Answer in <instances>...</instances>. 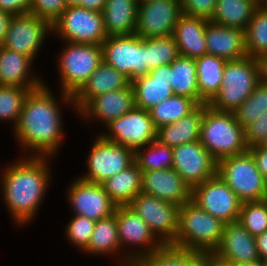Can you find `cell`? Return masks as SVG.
<instances>
[{
	"label": "cell",
	"mask_w": 267,
	"mask_h": 266,
	"mask_svg": "<svg viewBox=\"0 0 267 266\" xmlns=\"http://www.w3.org/2000/svg\"><path fill=\"white\" fill-rule=\"evenodd\" d=\"M47 85L32 90L14 127L17 140L36 157H52L62 142L60 107ZM34 150V151H33Z\"/></svg>",
	"instance_id": "1"
},
{
	"label": "cell",
	"mask_w": 267,
	"mask_h": 266,
	"mask_svg": "<svg viewBox=\"0 0 267 266\" xmlns=\"http://www.w3.org/2000/svg\"><path fill=\"white\" fill-rule=\"evenodd\" d=\"M30 159H29V158ZM5 168L2 174L3 198L16 223L31 221L42 202L50 180V157L28 156Z\"/></svg>",
	"instance_id": "2"
},
{
	"label": "cell",
	"mask_w": 267,
	"mask_h": 266,
	"mask_svg": "<svg viewBox=\"0 0 267 266\" xmlns=\"http://www.w3.org/2000/svg\"><path fill=\"white\" fill-rule=\"evenodd\" d=\"M199 141L217 162L249 150L245 129L237 122L234 112L215 110L208 103L204 104Z\"/></svg>",
	"instance_id": "3"
},
{
	"label": "cell",
	"mask_w": 267,
	"mask_h": 266,
	"mask_svg": "<svg viewBox=\"0 0 267 266\" xmlns=\"http://www.w3.org/2000/svg\"><path fill=\"white\" fill-rule=\"evenodd\" d=\"M224 224L190 200L179 207L178 233L171 244L213 254L220 245Z\"/></svg>",
	"instance_id": "4"
},
{
	"label": "cell",
	"mask_w": 267,
	"mask_h": 266,
	"mask_svg": "<svg viewBox=\"0 0 267 266\" xmlns=\"http://www.w3.org/2000/svg\"><path fill=\"white\" fill-rule=\"evenodd\" d=\"M219 92L208 103L218 111L234 112L260 82L257 58L226 61Z\"/></svg>",
	"instance_id": "5"
},
{
	"label": "cell",
	"mask_w": 267,
	"mask_h": 266,
	"mask_svg": "<svg viewBox=\"0 0 267 266\" xmlns=\"http://www.w3.org/2000/svg\"><path fill=\"white\" fill-rule=\"evenodd\" d=\"M59 58L62 99L73 104V96L103 62L102 45L66 43ZM64 97V98H63Z\"/></svg>",
	"instance_id": "6"
},
{
	"label": "cell",
	"mask_w": 267,
	"mask_h": 266,
	"mask_svg": "<svg viewBox=\"0 0 267 266\" xmlns=\"http://www.w3.org/2000/svg\"><path fill=\"white\" fill-rule=\"evenodd\" d=\"M217 174L242 202L267 198V180L249 150L218 161Z\"/></svg>",
	"instance_id": "7"
},
{
	"label": "cell",
	"mask_w": 267,
	"mask_h": 266,
	"mask_svg": "<svg viewBox=\"0 0 267 266\" xmlns=\"http://www.w3.org/2000/svg\"><path fill=\"white\" fill-rule=\"evenodd\" d=\"M103 61L127 76L130 81L150 72L147 57V38L138 35L108 36L101 44Z\"/></svg>",
	"instance_id": "8"
},
{
	"label": "cell",
	"mask_w": 267,
	"mask_h": 266,
	"mask_svg": "<svg viewBox=\"0 0 267 266\" xmlns=\"http://www.w3.org/2000/svg\"><path fill=\"white\" fill-rule=\"evenodd\" d=\"M52 31L70 43L101 45L108 37L103 13L80 6L67 7L52 24Z\"/></svg>",
	"instance_id": "9"
},
{
	"label": "cell",
	"mask_w": 267,
	"mask_h": 266,
	"mask_svg": "<svg viewBox=\"0 0 267 266\" xmlns=\"http://www.w3.org/2000/svg\"><path fill=\"white\" fill-rule=\"evenodd\" d=\"M128 206L141 217L163 244L175 240L180 206L144 193H138Z\"/></svg>",
	"instance_id": "10"
},
{
	"label": "cell",
	"mask_w": 267,
	"mask_h": 266,
	"mask_svg": "<svg viewBox=\"0 0 267 266\" xmlns=\"http://www.w3.org/2000/svg\"><path fill=\"white\" fill-rule=\"evenodd\" d=\"M134 163V150L98 136L90 151L88 174L80 179L102 184Z\"/></svg>",
	"instance_id": "11"
},
{
	"label": "cell",
	"mask_w": 267,
	"mask_h": 266,
	"mask_svg": "<svg viewBox=\"0 0 267 266\" xmlns=\"http://www.w3.org/2000/svg\"><path fill=\"white\" fill-rule=\"evenodd\" d=\"M192 201L223 223L238 221L242 201L218 174L192 189Z\"/></svg>",
	"instance_id": "12"
},
{
	"label": "cell",
	"mask_w": 267,
	"mask_h": 266,
	"mask_svg": "<svg viewBox=\"0 0 267 266\" xmlns=\"http://www.w3.org/2000/svg\"><path fill=\"white\" fill-rule=\"evenodd\" d=\"M106 127L109 133L101 135L105 140L134 151L156 139L157 128L153 124L150 112L142 108L135 107L118 119L111 120Z\"/></svg>",
	"instance_id": "13"
},
{
	"label": "cell",
	"mask_w": 267,
	"mask_h": 266,
	"mask_svg": "<svg viewBox=\"0 0 267 266\" xmlns=\"http://www.w3.org/2000/svg\"><path fill=\"white\" fill-rule=\"evenodd\" d=\"M182 15L180 0H147L139 3L135 34L142 38L171 36Z\"/></svg>",
	"instance_id": "14"
},
{
	"label": "cell",
	"mask_w": 267,
	"mask_h": 266,
	"mask_svg": "<svg viewBox=\"0 0 267 266\" xmlns=\"http://www.w3.org/2000/svg\"><path fill=\"white\" fill-rule=\"evenodd\" d=\"M49 31L52 32V24L37 15L30 12L14 15L1 46L34 60Z\"/></svg>",
	"instance_id": "15"
},
{
	"label": "cell",
	"mask_w": 267,
	"mask_h": 266,
	"mask_svg": "<svg viewBox=\"0 0 267 266\" xmlns=\"http://www.w3.org/2000/svg\"><path fill=\"white\" fill-rule=\"evenodd\" d=\"M172 150L173 169L191 189L217 174V161L199 140L172 147Z\"/></svg>",
	"instance_id": "16"
},
{
	"label": "cell",
	"mask_w": 267,
	"mask_h": 266,
	"mask_svg": "<svg viewBox=\"0 0 267 266\" xmlns=\"http://www.w3.org/2000/svg\"><path fill=\"white\" fill-rule=\"evenodd\" d=\"M116 220L118 225V239L120 246L132 244L140 245L145 250L138 253L125 256L123 266H132V264L144 255L155 252L163 243L150 230L149 226L137 215L128 205L116 206ZM126 243V244H125ZM127 260V261H126ZM125 261V262H124Z\"/></svg>",
	"instance_id": "17"
},
{
	"label": "cell",
	"mask_w": 267,
	"mask_h": 266,
	"mask_svg": "<svg viewBox=\"0 0 267 266\" xmlns=\"http://www.w3.org/2000/svg\"><path fill=\"white\" fill-rule=\"evenodd\" d=\"M212 255L220 266H236L260 260L255 236L238 221L224 224L220 245Z\"/></svg>",
	"instance_id": "18"
},
{
	"label": "cell",
	"mask_w": 267,
	"mask_h": 266,
	"mask_svg": "<svg viewBox=\"0 0 267 266\" xmlns=\"http://www.w3.org/2000/svg\"><path fill=\"white\" fill-rule=\"evenodd\" d=\"M70 186L69 202L74 215L84 216L97 222L114 214L116 205L110 200L102 184L84 181L80 178Z\"/></svg>",
	"instance_id": "19"
},
{
	"label": "cell",
	"mask_w": 267,
	"mask_h": 266,
	"mask_svg": "<svg viewBox=\"0 0 267 266\" xmlns=\"http://www.w3.org/2000/svg\"><path fill=\"white\" fill-rule=\"evenodd\" d=\"M141 193L178 206L192 200V189L173 168L142 172Z\"/></svg>",
	"instance_id": "20"
},
{
	"label": "cell",
	"mask_w": 267,
	"mask_h": 266,
	"mask_svg": "<svg viewBox=\"0 0 267 266\" xmlns=\"http://www.w3.org/2000/svg\"><path fill=\"white\" fill-rule=\"evenodd\" d=\"M171 64L161 65L142 77L131 81L135 105L149 111L174 95L171 85Z\"/></svg>",
	"instance_id": "21"
},
{
	"label": "cell",
	"mask_w": 267,
	"mask_h": 266,
	"mask_svg": "<svg viewBox=\"0 0 267 266\" xmlns=\"http://www.w3.org/2000/svg\"><path fill=\"white\" fill-rule=\"evenodd\" d=\"M135 107L134 90L130 84L127 88L93 97L79 110V113L85 116L86 120L87 117L94 116L107 125L111 120L118 119Z\"/></svg>",
	"instance_id": "22"
},
{
	"label": "cell",
	"mask_w": 267,
	"mask_h": 266,
	"mask_svg": "<svg viewBox=\"0 0 267 266\" xmlns=\"http://www.w3.org/2000/svg\"><path fill=\"white\" fill-rule=\"evenodd\" d=\"M207 54L225 61L247 57L245 31L235 27H226L208 21L205 28Z\"/></svg>",
	"instance_id": "23"
},
{
	"label": "cell",
	"mask_w": 267,
	"mask_h": 266,
	"mask_svg": "<svg viewBox=\"0 0 267 266\" xmlns=\"http://www.w3.org/2000/svg\"><path fill=\"white\" fill-rule=\"evenodd\" d=\"M130 84L127 76L103 61L73 96L74 107L79 111L93 97L127 88Z\"/></svg>",
	"instance_id": "24"
},
{
	"label": "cell",
	"mask_w": 267,
	"mask_h": 266,
	"mask_svg": "<svg viewBox=\"0 0 267 266\" xmlns=\"http://www.w3.org/2000/svg\"><path fill=\"white\" fill-rule=\"evenodd\" d=\"M209 20L182 14L174 27L172 37L179 54L196 59L207 54L205 28Z\"/></svg>",
	"instance_id": "25"
},
{
	"label": "cell",
	"mask_w": 267,
	"mask_h": 266,
	"mask_svg": "<svg viewBox=\"0 0 267 266\" xmlns=\"http://www.w3.org/2000/svg\"><path fill=\"white\" fill-rule=\"evenodd\" d=\"M32 62L30 57L0 45V85L29 89L41 87L44 84L42 80L29 77Z\"/></svg>",
	"instance_id": "26"
},
{
	"label": "cell",
	"mask_w": 267,
	"mask_h": 266,
	"mask_svg": "<svg viewBox=\"0 0 267 266\" xmlns=\"http://www.w3.org/2000/svg\"><path fill=\"white\" fill-rule=\"evenodd\" d=\"M204 104L199 105L189 115L178 121L157 128L156 140L169 147L192 143L200 140Z\"/></svg>",
	"instance_id": "27"
},
{
	"label": "cell",
	"mask_w": 267,
	"mask_h": 266,
	"mask_svg": "<svg viewBox=\"0 0 267 266\" xmlns=\"http://www.w3.org/2000/svg\"><path fill=\"white\" fill-rule=\"evenodd\" d=\"M138 5L135 0H107L102 11L106 34L108 36L134 34Z\"/></svg>",
	"instance_id": "28"
},
{
	"label": "cell",
	"mask_w": 267,
	"mask_h": 266,
	"mask_svg": "<svg viewBox=\"0 0 267 266\" xmlns=\"http://www.w3.org/2000/svg\"><path fill=\"white\" fill-rule=\"evenodd\" d=\"M102 185L116 206H127L138 193H141L142 171L134 162L128 168L108 178Z\"/></svg>",
	"instance_id": "29"
},
{
	"label": "cell",
	"mask_w": 267,
	"mask_h": 266,
	"mask_svg": "<svg viewBox=\"0 0 267 266\" xmlns=\"http://www.w3.org/2000/svg\"><path fill=\"white\" fill-rule=\"evenodd\" d=\"M226 61L211 54L195 59L200 105L209 103L219 92Z\"/></svg>",
	"instance_id": "30"
},
{
	"label": "cell",
	"mask_w": 267,
	"mask_h": 266,
	"mask_svg": "<svg viewBox=\"0 0 267 266\" xmlns=\"http://www.w3.org/2000/svg\"><path fill=\"white\" fill-rule=\"evenodd\" d=\"M257 8V0H217L216 9L210 21L245 31Z\"/></svg>",
	"instance_id": "31"
},
{
	"label": "cell",
	"mask_w": 267,
	"mask_h": 266,
	"mask_svg": "<svg viewBox=\"0 0 267 266\" xmlns=\"http://www.w3.org/2000/svg\"><path fill=\"white\" fill-rule=\"evenodd\" d=\"M174 95L194 99L200 105L195 59L179 55L171 63V82Z\"/></svg>",
	"instance_id": "32"
},
{
	"label": "cell",
	"mask_w": 267,
	"mask_h": 266,
	"mask_svg": "<svg viewBox=\"0 0 267 266\" xmlns=\"http://www.w3.org/2000/svg\"><path fill=\"white\" fill-rule=\"evenodd\" d=\"M120 247L115 209L114 214L95 223L90 242L84 251L93 255H108L116 250L119 252Z\"/></svg>",
	"instance_id": "33"
},
{
	"label": "cell",
	"mask_w": 267,
	"mask_h": 266,
	"mask_svg": "<svg viewBox=\"0 0 267 266\" xmlns=\"http://www.w3.org/2000/svg\"><path fill=\"white\" fill-rule=\"evenodd\" d=\"M199 255L191 249L167 243L155 252L142 256L132 266H189Z\"/></svg>",
	"instance_id": "34"
},
{
	"label": "cell",
	"mask_w": 267,
	"mask_h": 266,
	"mask_svg": "<svg viewBox=\"0 0 267 266\" xmlns=\"http://www.w3.org/2000/svg\"><path fill=\"white\" fill-rule=\"evenodd\" d=\"M199 104L185 96L172 95L149 110L156 128L172 124L193 112Z\"/></svg>",
	"instance_id": "35"
},
{
	"label": "cell",
	"mask_w": 267,
	"mask_h": 266,
	"mask_svg": "<svg viewBox=\"0 0 267 266\" xmlns=\"http://www.w3.org/2000/svg\"><path fill=\"white\" fill-rule=\"evenodd\" d=\"M145 147L134 151V162L142 172L173 168L172 147L162 144L156 139Z\"/></svg>",
	"instance_id": "36"
},
{
	"label": "cell",
	"mask_w": 267,
	"mask_h": 266,
	"mask_svg": "<svg viewBox=\"0 0 267 266\" xmlns=\"http://www.w3.org/2000/svg\"><path fill=\"white\" fill-rule=\"evenodd\" d=\"M248 57L258 58L267 53V9L258 7L245 30Z\"/></svg>",
	"instance_id": "37"
},
{
	"label": "cell",
	"mask_w": 267,
	"mask_h": 266,
	"mask_svg": "<svg viewBox=\"0 0 267 266\" xmlns=\"http://www.w3.org/2000/svg\"><path fill=\"white\" fill-rule=\"evenodd\" d=\"M267 111V83L259 82L249 98L235 111L234 115L242 128H246Z\"/></svg>",
	"instance_id": "38"
},
{
	"label": "cell",
	"mask_w": 267,
	"mask_h": 266,
	"mask_svg": "<svg viewBox=\"0 0 267 266\" xmlns=\"http://www.w3.org/2000/svg\"><path fill=\"white\" fill-rule=\"evenodd\" d=\"M35 89L0 85V119L14 121L16 127L28 94Z\"/></svg>",
	"instance_id": "39"
},
{
	"label": "cell",
	"mask_w": 267,
	"mask_h": 266,
	"mask_svg": "<svg viewBox=\"0 0 267 266\" xmlns=\"http://www.w3.org/2000/svg\"><path fill=\"white\" fill-rule=\"evenodd\" d=\"M176 41L171 36L147 38L148 68L171 64L179 56Z\"/></svg>",
	"instance_id": "40"
},
{
	"label": "cell",
	"mask_w": 267,
	"mask_h": 266,
	"mask_svg": "<svg viewBox=\"0 0 267 266\" xmlns=\"http://www.w3.org/2000/svg\"><path fill=\"white\" fill-rule=\"evenodd\" d=\"M238 222L255 237L267 231L266 199L242 202Z\"/></svg>",
	"instance_id": "41"
},
{
	"label": "cell",
	"mask_w": 267,
	"mask_h": 266,
	"mask_svg": "<svg viewBox=\"0 0 267 266\" xmlns=\"http://www.w3.org/2000/svg\"><path fill=\"white\" fill-rule=\"evenodd\" d=\"M74 216L66 226V235L72 244L84 251L88 247L96 222L84 216Z\"/></svg>",
	"instance_id": "42"
},
{
	"label": "cell",
	"mask_w": 267,
	"mask_h": 266,
	"mask_svg": "<svg viewBox=\"0 0 267 266\" xmlns=\"http://www.w3.org/2000/svg\"><path fill=\"white\" fill-rule=\"evenodd\" d=\"M66 8L65 0H31L30 13L53 24Z\"/></svg>",
	"instance_id": "43"
},
{
	"label": "cell",
	"mask_w": 267,
	"mask_h": 266,
	"mask_svg": "<svg viewBox=\"0 0 267 266\" xmlns=\"http://www.w3.org/2000/svg\"><path fill=\"white\" fill-rule=\"evenodd\" d=\"M182 14L211 20L217 0H180Z\"/></svg>",
	"instance_id": "44"
},
{
	"label": "cell",
	"mask_w": 267,
	"mask_h": 266,
	"mask_svg": "<svg viewBox=\"0 0 267 266\" xmlns=\"http://www.w3.org/2000/svg\"><path fill=\"white\" fill-rule=\"evenodd\" d=\"M267 137V111L263 112L259 118L253 121L245 128V140L250 148L255 145H260Z\"/></svg>",
	"instance_id": "45"
},
{
	"label": "cell",
	"mask_w": 267,
	"mask_h": 266,
	"mask_svg": "<svg viewBox=\"0 0 267 266\" xmlns=\"http://www.w3.org/2000/svg\"><path fill=\"white\" fill-rule=\"evenodd\" d=\"M31 0H0V10L11 15L29 13Z\"/></svg>",
	"instance_id": "46"
},
{
	"label": "cell",
	"mask_w": 267,
	"mask_h": 266,
	"mask_svg": "<svg viewBox=\"0 0 267 266\" xmlns=\"http://www.w3.org/2000/svg\"><path fill=\"white\" fill-rule=\"evenodd\" d=\"M249 151L255 159L259 172L267 180V149L260 145H255L250 147Z\"/></svg>",
	"instance_id": "47"
},
{
	"label": "cell",
	"mask_w": 267,
	"mask_h": 266,
	"mask_svg": "<svg viewBox=\"0 0 267 266\" xmlns=\"http://www.w3.org/2000/svg\"><path fill=\"white\" fill-rule=\"evenodd\" d=\"M13 15L0 10V45H2Z\"/></svg>",
	"instance_id": "48"
},
{
	"label": "cell",
	"mask_w": 267,
	"mask_h": 266,
	"mask_svg": "<svg viewBox=\"0 0 267 266\" xmlns=\"http://www.w3.org/2000/svg\"><path fill=\"white\" fill-rule=\"evenodd\" d=\"M189 266H220L212 254H200Z\"/></svg>",
	"instance_id": "49"
},
{
	"label": "cell",
	"mask_w": 267,
	"mask_h": 266,
	"mask_svg": "<svg viewBox=\"0 0 267 266\" xmlns=\"http://www.w3.org/2000/svg\"><path fill=\"white\" fill-rule=\"evenodd\" d=\"M255 238L260 259L267 257V231L257 235Z\"/></svg>",
	"instance_id": "50"
},
{
	"label": "cell",
	"mask_w": 267,
	"mask_h": 266,
	"mask_svg": "<svg viewBox=\"0 0 267 266\" xmlns=\"http://www.w3.org/2000/svg\"><path fill=\"white\" fill-rule=\"evenodd\" d=\"M106 2L107 0H83L80 7L92 11L102 12Z\"/></svg>",
	"instance_id": "51"
},
{
	"label": "cell",
	"mask_w": 267,
	"mask_h": 266,
	"mask_svg": "<svg viewBox=\"0 0 267 266\" xmlns=\"http://www.w3.org/2000/svg\"><path fill=\"white\" fill-rule=\"evenodd\" d=\"M259 64L260 81L267 83V53L257 58Z\"/></svg>",
	"instance_id": "52"
},
{
	"label": "cell",
	"mask_w": 267,
	"mask_h": 266,
	"mask_svg": "<svg viewBox=\"0 0 267 266\" xmlns=\"http://www.w3.org/2000/svg\"><path fill=\"white\" fill-rule=\"evenodd\" d=\"M83 0H65L67 7L81 6Z\"/></svg>",
	"instance_id": "53"
},
{
	"label": "cell",
	"mask_w": 267,
	"mask_h": 266,
	"mask_svg": "<svg viewBox=\"0 0 267 266\" xmlns=\"http://www.w3.org/2000/svg\"><path fill=\"white\" fill-rule=\"evenodd\" d=\"M236 266H264L261 260L249 262V263H242Z\"/></svg>",
	"instance_id": "54"
},
{
	"label": "cell",
	"mask_w": 267,
	"mask_h": 266,
	"mask_svg": "<svg viewBox=\"0 0 267 266\" xmlns=\"http://www.w3.org/2000/svg\"><path fill=\"white\" fill-rule=\"evenodd\" d=\"M258 7L267 9V0H257Z\"/></svg>",
	"instance_id": "55"
},
{
	"label": "cell",
	"mask_w": 267,
	"mask_h": 266,
	"mask_svg": "<svg viewBox=\"0 0 267 266\" xmlns=\"http://www.w3.org/2000/svg\"><path fill=\"white\" fill-rule=\"evenodd\" d=\"M260 146L267 149V137L261 142Z\"/></svg>",
	"instance_id": "56"
},
{
	"label": "cell",
	"mask_w": 267,
	"mask_h": 266,
	"mask_svg": "<svg viewBox=\"0 0 267 266\" xmlns=\"http://www.w3.org/2000/svg\"><path fill=\"white\" fill-rule=\"evenodd\" d=\"M260 260H261V262L263 263L264 266H267V257L261 258Z\"/></svg>",
	"instance_id": "57"
},
{
	"label": "cell",
	"mask_w": 267,
	"mask_h": 266,
	"mask_svg": "<svg viewBox=\"0 0 267 266\" xmlns=\"http://www.w3.org/2000/svg\"><path fill=\"white\" fill-rule=\"evenodd\" d=\"M138 4L147 0H135Z\"/></svg>",
	"instance_id": "58"
}]
</instances>
